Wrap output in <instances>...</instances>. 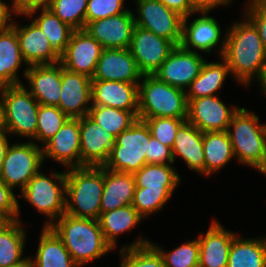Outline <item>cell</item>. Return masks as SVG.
Listing matches in <instances>:
<instances>
[{
	"mask_svg": "<svg viewBox=\"0 0 266 267\" xmlns=\"http://www.w3.org/2000/svg\"><path fill=\"white\" fill-rule=\"evenodd\" d=\"M244 16L243 21L232 23L218 52L230 74L247 87L253 78L259 83L262 81L266 72V51L257 27Z\"/></svg>",
	"mask_w": 266,
	"mask_h": 267,
	"instance_id": "6da1fadb",
	"label": "cell"
},
{
	"mask_svg": "<svg viewBox=\"0 0 266 267\" xmlns=\"http://www.w3.org/2000/svg\"><path fill=\"white\" fill-rule=\"evenodd\" d=\"M44 226H50L61 238L79 267L113 250L105 240L98 220L78 218L64 213L55 222L49 219Z\"/></svg>",
	"mask_w": 266,
	"mask_h": 267,
	"instance_id": "7a4b0ae2",
	"label": "cell"
},
{
	"mask_svg": "<svg viewBox=\"0 0 266 267\" xmlns=\"http://www.w3.org/2000/svg\"><path fill=\"white\" fill-rule=\"evenodd\" d=\"M103 189V166L67 169L65 213L78 218L98 220Z\"/></svg>",
	"mask_w": 266,
	"mask_h": 267,
	"instance_id": "3957f363",
	"label": "cell"
},
{
	"mask_svg": "<svg viewBox=\"0 0 266 267\" xmlns=\"http://www.w3.org/2000/svg\"><path fill=\"white\" fill-rule=\"evenodd\" d=\"M227 133L239 162L260 172L266 165V124H259V116L242 107L233 115Z\"/></svg>",
	"mask_w": 266,
	"mask_h": 267,
	"instance_id": "277c9868",
	"label": "cell"
},
{
	"mask_svg": "<svg viewBox=\"0 0 266 267\" xmlns=\"http://www.w3.org/2000/svg\"><path fill=\"white\" fill-rule=\"evenodd\" d=\"M187 118L186 90L170 86L155 75H143L138 85V119Z\"/></svg>",
	"mask_w": 266,
	"mask_h": 267,
	"instance_id": "5b68a950",
	"label": "cell"
},
{
	"mask_svg": "<svg viewBox=\"0 0 266 267\" xmlns=\"http://www.w3.org/2000/svg\"><path fill=\"white\" fill-rule=\"evenodd\" d=\"M5 132L35 141L39 102L23 83L0 87Z\"/></svg>",
	"mask_w": 266,
	"mask_h": 267,
	"instance_id": "8992f818",
	"label": "cell"
},
{
	"mask_svg": "<svg viewBox=\"0 0 266 267\" xmlns=\"http://www.w3.org/2000/svg\"><path fill=\"white\" fill-rule=\"evenodd\" d=\"M151 133L144 120L138 119L116 137L104 168L134 174L147 164L146 152Z\"/></svg>",
	"mask_w": 266,
	"mask_h": 267,
	"instance_id": "52a82bcc",
	"label": "cell"
},
{
	"mask_svg": "<svg viewBox=\"0 0 266 267\" xmlns=\"http://www.w3.org/2000/svg\"><path fill=\"white\" fill-rule=\"evenodd\" d=\"M52 176L51 179L39 171L20 191V197L26 199L40 214L55 221L65 213L66 171L59 173L54 171Z\"/></svg>",
	"mask_w": 266,
	"mask_h": 267,
	"instance_id": "ba28073f",
	"label": "cell"
},
{
	"mask_svg": "<svg viewBox=\"0 0 266 267\" xmlns=\"http://www.w3.org/2000/svg\"><path fill=\"white\" fill-rule=\"evenodd\" d=\"M43 163V151L37 143H13L4 158L0 178L8 187L19 186L22 191Z\"/></svg>",
	"mask_w": 266,
	"mask_h": 267,
	"instance_id": "9c48e42d",
	"label": "cell"
},
{
	"mask_svg": "<svg viewBox=\"0 0 266 267\" xmlns=\"http://www.w3.org/2000/svg\"><path fill=\"white\" fill-rule=\"evenodd\" d=\"M137 14H134L136 26L150 30L157 36L170 40L180 46L182 39L183 17L170 10L157 0H136Z\"/></svg>",
	"mask_w": 266,
	"mask_h": 267,
	"instance_id": "30bf717a",
	"label": "cell"
},
{
	"mask_svg": "<svg viewBox=\"0 0 266 267\" xmlns=\"http://www.w3.org/2000/svg\"><path fill=\"white\" fill-rule=\"evenodd\" d=\"M175 47L170 40L134 26L129 49L143 75H153Z\"/></svg>",
	"mask_w": 266,
	"mask_h": 267,
	"instance_id": "8fae6325",
	"label": "cell"
},
{
	"mask_svg": "<svg viewBox=\"0 0 266 267\" xmlns=\"http://www.w3.org/2000/svg\"><path fill=\"white\" fill-rule=\"evenodd\" d=\"M205 61L200 53L176 46L153 75L170 86L186 90L200 74Z\"/></svg>",
	"mask_w": 266,
	"mask_h": 267,
	"instance_id": "7c38bea8",
	"label": "cell"
},
{
	"mask_svg": "<svg viewBox=\"0 0 266 267\" xmlns=\"http://www.w3.org/2000/svg\"><path fill=\"white\" fill-rule=\"evenodd\" d=\"M103 47L84 29L74 30L60 56L63 68L92 78Z\"/></svg>",
	"mask_w": 266,
	"mask_h": 267,
	"instance_id": "4fadbf2b",
	"label": "cell"
},
{
	"mask_svg": "<svg viewBox=\"0 0 266 267\" xmlns=\"http://www.w3.org/2000/svg\"><path fill=\"white\" fill-rule=\"evenodd\" d=\"M187 120L202 132L227 131L236 106L227 107L216 95L187 99Z\"/></svg>",
	"mask_w": 266,
	"mask_h": 267,
	"instance_id": "5bb4252c",
	"label": "cell"
},
{
	"mask_svg": "<svg viewBox=\"0 0 266 267\" xmlns=\"http://www.w3.org/2000/svg\"><path fill=\"white\" fill-rule=\"evenodd\" d=\"M116 137L88 115L80 117L81 167H101L107 162Z\"/></svg>",
	"mask_w": 266,
	"mask_h": 267,
	"instance_id": "9a60e30c",
	"label": "cell"
},
{
	"mask_svg": "<svg viewBox=\"0 0 266 267\" xmlns=\"http://www.w3.org/2000/svg\"><path fill=\"white\" fill-rule=\"evenodd\" d=\"M42 148L43 160L52 158L68 169L81 167L80 118H68Z\"/></svg>",
	"mask_w": 266,
	"mask_h": 267,
	"instance_id": "2e32d148",
	"label": "cell"
},
{
	"mask_svg": "<svg viewBox=\"0 0 266 267\" xmlns=\"http://www.w3.org/2000/svg\"><path fill=\"white\" fill-rule=\"evenodd\" d=\"M134 26V13L128 10L122 14L91 21L84 30L98 41L103 49H124L130 47Z\"/></svg>",
	"mask_w": 266,
	"mask_h": 267,
	"instance_id": "e0dca14e",
	"label": "cell"
},
{
	"mask_svg": "<svg viewBox=\"0 0 266 267\" xmlns=\"http://www.w3.org/2000/svg\"><path fill=\"white\" fill-rule=\"evenodd\" d=\"M91 88L92 78L69 71L62 66L61 96L58 107L69 118H80L88 115L91 108L88 105L92 103Z\"/></svg>",
	"mask_w": 266,
	"mask_h": 267,
	"instance_id": "ac0fdd59",
	"label": "cell"
},
{
	"mask_svg": "<svg viewBox=\"0 0 266 267\" xmlns=\"http://www.w3.org/2000/svg\"><path fill=\"white\" fill-rule=\"evenodd\" d=\"M142 76L129 48L103 49L92 80L140 83Z\"/></svg>",
	"mask_w": 266,
	"mask_h": 267,
	"instance_id": "d6986e66",
	"label": "cell"
},
{
	"mask_svg": "<svg viewBox=\"0 0 266 267\" xmlns=\"http://www.w3.org/2000/svg\"><path fill=\"white\" fill-rule=\"evenodd\" d=\"M138 85L123 81L92 80L91 106L131 111L138 118Z\"/></svg>",
	"mask_w": 266,
	"mask_h": 267,
	"instance_id": "ffe728a7",
	"label": "cell"
},
{
	"mask_svg": "<svg viewBox=\"0 0 266 267\" xmlns=\"http://www.w3.org/2000/svg\"><path fill=\"white\" fill-rule=\"evenodd\" d=\"M62 64L31 65L25 69L29 92L39 102L47 106H56L61 96Z\"/></svg>",
	"mask_w": 266,
	"mask_h": 267,
	"instance_id": "44dd1931",
	"label": "cell"
},
{
	"mask_svg": "<svg viewBox=\"0 0 266 267\" xmlns=\"http://www.w3.org/2000/svg\"><path fill=\"white\" fill-rule=\"evenodd\" d=\"M208 12L199 11L201 17L195 18L189 25L188 18L191 16L183 18L180 46L185 50H198L206 54L221 43V27L215 18L207 15Z\"/></svg>",
	"mask_w": 266,
	"mask_h": 267,
	"instance_id": "7402d4cb",
	"label": "cell"
},
{
	"mask_svg": "<svg viewBox=\"0 0 266 267\" xmlns=\"http://www.w3.org/2000/svg\"><path fill=\"white\" fill-rule=\"evenodd\" d=\"M14 22L22 57L27 67L31 65L55 64L60 62V54L50 45L46 35L32 21L19 27Z\"/></svg>",
	"mask_w": 266,
	"mask_h": 267,
	"instance_id": "603a6c76",
	"label": "cell"
},
{
	"mask_svg": "<svg viewBox=\"0 0 266 267\" xmlns=\"http://www.w3.org/2000/svg\"><path fill=\"white\" fill-rule=\"evenodd\" d=\"M236 234L213 220L206 233H200L199 267H227L229 251Z\"/></svg>",
	"mask_w": 266,
	"mask_h": 267,
	"instance_id": "cb8c5ba5",
	"label": "cell"
},
{
	"mask_svg": "<svg viewBox=\"0 0 266 267\" xmlns=\"http://www.w3.org/2000/svg\"><path fill=\"white\" fill-rule=\"evenodd\" d=\"M172 154L175 161L180 156L190 170L204 175L203 132L185 120L176 133Z\"/></svg>",
	"mask_w": 266,
	"mask_h": 267,
	"instance_id": "d4e9b609",
	"label": "cell"
},
{
	"mask_svg": "<svg viewBox=\"0 0 266 267\" xmlns=\"http://www.w3.org/2000/svg\"><path fill=\"white\" fill-rule=\"evenodd\" d=\"M136 184L133 174L104 168V189L101 213L131 205Z\"/></svg>",
	"mask_w": 266,
	"mask_h": 267,
	"instance_id": "484cf974",
	"label": "cell"
},
{
	"mask_svg": "<svg viewBox=\"0 0 266 267\" xmlns=\"http://www.w3.org/2000/svg\"><path fill=\"white\" fill-rule=\"evenodd\" d=\"M29 264L30 267H79L50 226H43L35 258L29 257Z\"/></svg>",
	"mask_w": 266,
	"mask_h": 267,
	"instance_id": "4316f807",
	"label": "cell"
},
{
	"mask_svg": "<svg viewBox=\"0 0 266 267\" xmlns=\"http://www.w3.org/2000/svg\"><path fill=\"white\" fill-rule=\"evenodd\" d=\"M21 221H6L0 226V267L30 266L24 253L26 231Z\"/></svg>",
	"mask_w": 266,
	"mask_h": 267,
	"instance_id": "83f0119b",
	"label": "cell"
},
{
	"mask_svg": "<svg viewBox=\"0 0 266 267\" xmlns=\"http://www.w3.org/2000/svg\"><path fill=\"white\" fill-rule=\"evenodd\" d=\"M24 61L16 30L0 31V87L21 84L18 69Z\"/></svg>",
	"mask_w": 266,
	"mask_h": 267,
	"instance_id": "f1b7e54d",
	"label": "cell"
},
{
	"mask_svg": "<svg viewBox=\"0 0 266 267\" xmlns=\"http://www.w3.org/2000/svg\"><path fill=\"white\" fill-rule=\"evenodd\" d=\"M203 151L206 177L221 170L235 157L227 131L203 132Z\"/></svg>",
	"mask_w": 266,
	"mask_h": 267,
	"instance_id": "f546056e",
	"label": "cell"
},
{
	"mask_svg": "<svg viewBox=\"0 0 266 267\" xmlns=\"http://www.w3.org/2000/svg\"><path fill=\"white\" fill-rule=\"evenodd\" d=\"M207 62L202 66L200 74L191 82L186 92L187 99H196L206 96H214L222 89L230 70L227 63Z\"/></svg>",
	"mask_w": 266,
	"mask_h": 267,
	"instance_id": "4dcf8cb0",
	"label": "cell"
},
{
	"mask_svg": "<svg viewBox=\"0 0 266 267\" xmlns=\"http://www.w3.org/2000/svg\"><path fill=\"white\" fill-rule=\"evenodd\" d=\"M144 219L132 205L101 213L98 222L107 243L116 248L117 236L134 228Z\"/></svg>",
	"mask_w": 266,
	"mask_h": 267,
	"instance_id": "1f68e13d",
	"label": "cell"
},
{
	"mask_svg": "<svg viewBox=\"0 0 266 267\" xmlns=\"http://www.w3.org/2000/svg\"><path fill=\"white\" fill-rule=\"evenodd\" d=\"M266 237L240 238L235 236L229 251L227 267H264Z\"/></svg>",
	"mask_w": 266,
	"mask_h": 267,
	"instance_id": "d6a6232c",
	"label": "cell"
},
{
	"mask_svg": "<svg viewBox=\"0 0 266 267\" xmlns=\"http://www.w3.org/2000/svg\"><path fill=\"white\" fill-rule=\"evenodd\" d=\"M133 175L136 187L153 191H174L181 180L172 164H146Z\"/></svg>",
	"mask_w": 266,
	"mask_h": 267,
	"instance_id": "836d02e7",
	"label": "cell"
},
{
	"mask_svg": "<svg viewBox=\"0 0 266 267\" xmlns=\"http://www.w3.org/2000/svg\"><path fill=\"white\" fill-rule=\"evenodd\" d=\"M120 256V267H164L159 251L143 237L123 246Z\"/></svg>",
	"mask_w": 266,
	"mask_h": 267,
	"instance_id": "e575fe53",
	"label": "cell"
},
{
	"mask_svg": "<svg viewBox=\"0 0 266 267\" xmlns=\"http://www.w3.org/2000/svg\"><path fill=\"white\" fill-rule=\"evenodd\" d=\"M33 19V22L46 35L50 45L61 55L65 51L74 29L61 21L49 9H41V14Z\"/></svg>",
	"mask_w": 266,
	"mask_h": 267,
	"instance_id": "d590c367",
	"label": "cell"
},
{
	"mask_svg": "<svg viewBox=\"0 0 266 267\" xmlns=\"http://www.w3.org/2000/svg\"><path fill=\"white\" fill-rule=\"evenodd\" d=\"M88 116L115 137L137 120L131 111L108 106H91Z\"/></svg>",
	"mask_w": 266,
	"mask_h": 267,
	"instance_id": "8d00e7d4",
	"label": "cell"
},
{
	"mask_svg": "<svg viewBox=\"0 0 266 267\" xmlns=\"http://www.w3.org/2000/svg\"><path fill=\"white\" fill-rule=\"evenodd\" d=\"M151 244L162 256L164 267H199L200 246L198 238L186 242L170 252H165L162 247Z\"/></svg>",
	"mask_w": 266,
	"mask_h": 267,
	"instance_id": "74e56055",
	"label": "cell"
},
{
	"mask_svg": "<svg viewBox=\"0 0 266 267\" xmlns=\"http://www.w3.org/2000/svg\"><path fill=\"white\" fill-rule=\"evenodd\" d=\"M68 118L59 107L40 104L35 139L45 144L56 134Z\"/></svg>",
	"mask_w": 266,
	"mask_h": 267,
	"instance_id": "f35d334b",
	"label": "cell"
},
{
	"mask_svg": "<svg viewBox=\"0 0 266 267\" xmlns=\"http://www.w3.org/2000/svg\"><path fill=\"white\" fill-rule=\"evenodd\" d=\"M88 0H54L51 10L61 21L74 30L85 29Z\"/></svg>",
	"mask_w": 266,
	"mask_h": 267,
	"instance_id": "ab89813d",
	"label": "cell"
},
{
	"mask_svg": "<svg viewBox=\"0 0 266 267\" xmlns=\"http://www.w3.org/2000/svg\"><path fill=\"white\" fill-rule=\"evenodd\" d=\"M174 191H153L146 188L136 187L132 206L143 217L147 218L153 212L164 208L165 203L171 198Z\"/></svg>",
	"mask_w": 266,
	"mask_h": 267,
	"instance_id": "60d3db41",
	"label": "cell"
},
{
	"mask_svg": "<svg viewBox=\"0 0 266 267\" xmlns=\"http://www.w3.org/2000/svg\"><path fill=\"white\" fill-rule=\"evenodd\" d=\"M185 120L187 118L159 117L144 119L151 136L170 148L173 147L178 128Z\"/></svg>",
	"mask_w": 266,
	"mask_h": 267,
	"instance_id": "b9f144b4",
	"label": "cell"
},
{
	"mask_svg": "<svg viewBox=\"0 0 266 267\" xmlns=\"http://www.w3.org/2000/svg\"><path fill=\"white\" fill-rule=\"evenodd\" d=\"M125 0H88L86 8V25L91 21L122 14Z\"/></svg>",
	"mask_w": 266,
	"mask_h": 267,
	"instance_id": "7bdbcfd3",
	"label": "cell"
},
{
	"mask_svg": "<svg viewBox=\"0 0 266 267\" xmlns=\"http://www.w3.org/2000/svg\"><path fill=\"white\" fill-rule=\"evenodd\" d=\"M13 190L0 178V216L6 221L18 220L20 215L19 202Z\"/></svg>",
	"mask_w": 266,
	"mask_h": 267,
	"instance_id": "ee69618b",
	"label": "cell"
},
{
	"mask_svg": "<svg viewBox=\"0 0 266 267\" xmlns=\"http://www.w3.org/2000/svg\"><path fill=\"white\" fill-rule=\"evenodd\" d=\"M246 15L257 27L264 49L266 51V0H250Z\"/></svg>",
	"mask_w": 266,
	"mask_h": 267,
	"instance_id": "f6af8a7d",
	"label": "cell"
},
{
	"mask_svg": "<svg viewBox=\"0 0 266 267\" xmlns=\"http://www.w3.org/2000/svg\"><path fill=\"white\" fill-rule=\"evenodd\" d=\"M145 156L147 164H172L174 162L172 149L152 136Z\"/></svg>",
	"mask_w": 266,
	"mask_h": 267,
	"instance_id": "bcb514c9",
	"label": "cell"
},
{
	"mask_svg": "<svg viewBox=\"0 0 266 267\" xmlns=\"http://www.w3.org/2000/svg\"><path fill=\"white\" fill-rule=\"evenodd\" d=\"M54 0H13L17 15L29 18L41 9H49Z\"/></svg>",
	"mask_w": 266,
	"mask_h": 267,
	"instance_id": "7dc6e473",
	"label": "cell"
},
{
	"mask_svg": "<svg viewBox=\"0 0 266 267\" xmlns=\"http://www.w3.org/2000/svg\"><path fill=\"white\" fill-rule=\"evenodd\" d=\"M170 10L178 13L183 18L198 14L199 10L192 4L190 0H157Z\"/></svg>",
	"mask_w": 266,
	"mask_h": 267,
	"instance_id": "c3c4849f",
	"label": "cell"
},
{
	"mask_svg": "<svg viewBox=\"0 0 266 267\" xmlns=\"http://www.w3.org/2000/svg\"><path fill=\"white\" fill-rule=\"evenodd\" d=\"M12 6H8L5 2L0 0V31L11 28L14 25V21H10L11 14H16L14 3L12 1ZM10 7V9H9ZM12 12V13H10ZM9 22V23H8Z\"/></svg>",
	"mask_w": 266,
	"mask_h": 267,
	"instance_id": "681fc988",
	"label": "cell"
},
{
	"mask_svg": "<svg viewBox=\"0 0 266 267\" xmlns=\"http://www.w3.org/2000/svg\"><path fill=\"white\" fill-rule=\"evenodd\" d=\"M199 11H211L218 6L229 5L232 0H190Z\"/></svg>",
	"mask_w": 266,
	"mask_h": 267,
	"instance_id": "f907efd6",
	"label": "cell"
},
{
	"mask_svg": "<svg viewBox=\"0 0 266 267\" xmlns=\"http://www.w3.org/2000/svg\"><path fill=\"white\" fill-rule=\"evenodd\" d=\"M7 134H8L7 132H4L3 134L0 135V174L2 171V164H3L4 158L10 146L8 142Z\"/></svg>",
	"mask_w": 266,
	"mask_h": 267,
	"instance_id": "816d5d0a",
	"label": "cell"
},
{
	"mask_svg": "<svg viewBox=\"0 0 266 267\" xmlns=\"http://www.w3.org/2000/svg\"><path fill=\"white\" fill-rule=\"evenodd\" d=\"M5 132L4 129V123H3V104H2V100L0 97V135L3 134Z\"/></svg>",
	"mask_w": 266,
	"mask_h": 267,
	"instance_id": "f5cc1de1",
	"label": "cell"
},
{
	"mask_svg": "<svg viewBox=\"0 0 266 267\" xmlns=\"http://www.w3.org/2000/svg\"><path fill=\"white\" fill-rule=\"evenodd\" d=\"M260 83H261L260 85H261V88H262V92L261 93H263V92L266 93V72H265L264 77H263V79H262V81Z\"/></svg>",
	"mask_w": 266,
	"mask_h": 267,
	"instance_id": "db71d44e",
	"label": "cell"
},
{
	"mask_svg": "<svg viewBox=\"0 0 266 267\" xmlns=\"http://www.w3.org/2000/svg\"><path fill=\"white\" fill-rule=\"evenodd\" d=\"M6 222V220L2 217V216H0V226L2 225V224H4Z\"/></svg>",
	"mask_w": 266,
	"mask_h": 267,
	"instance_id": "11a10c76",
	"label": "cell"
},
{
	"mask_svg": "<svg viewBox=\"0 0 266 267\" xmlns=\"http://www.w3.org/2000/svg\"><path fill=\"white\" fill-rule=\"evenodd\" d=\"M262 174L266 175V165L265 167L260 171Z\"/></svg>",
	"mask_w": 266,
	"mask_h": 267,
	"instance_id": "9f6ffc18",
	"label": "cell"
}]
</instances>
